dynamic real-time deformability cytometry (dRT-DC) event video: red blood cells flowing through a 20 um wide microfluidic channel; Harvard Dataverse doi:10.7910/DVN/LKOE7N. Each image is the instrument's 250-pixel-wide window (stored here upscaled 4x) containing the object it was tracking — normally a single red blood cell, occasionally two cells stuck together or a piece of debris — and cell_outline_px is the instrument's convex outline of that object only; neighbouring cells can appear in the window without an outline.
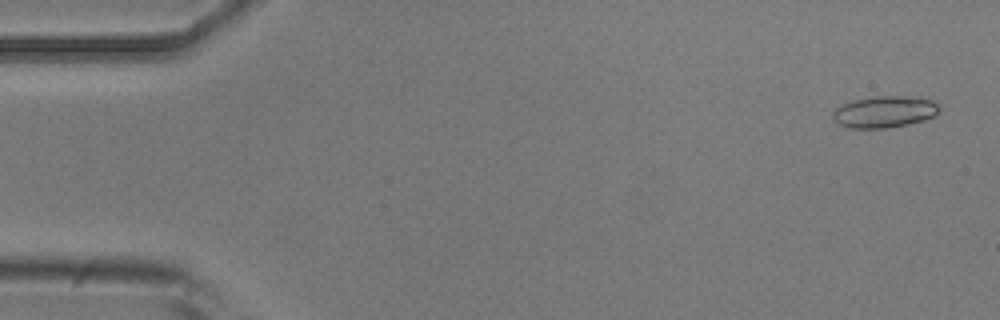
{"species": "common noctule bat (a hibernating species)", "species_latin": "Nyctalus noctula", "temperature_condition": "room temperature", "stored_images_in_passage": 5, "camera_frame_rate_fps": 3000, "um_per_image_px": 0.085, "animal": {"sex": "male", "body_mass_g": 20.5, "forearm_length_mm": 52.5}, "frame": {"image": 1, "passage_image": 1, "time_ms": 0.0, "image_size_px": [1000, 320], "cell_outline_px": [[940, 112], [936, 116], [924, 120], [908, 124], [888, 128], [848, 128], [836, 124], [832, 120], [832, 112], [836, 108], [844, 104], [856, 100], [876, 96], [904, 96], [932, 100], [940, 108]], "centroid_in_image_um": [75.17, 9.52], "position_along_channel_um": 9.8, "area_um2": 19.71}}
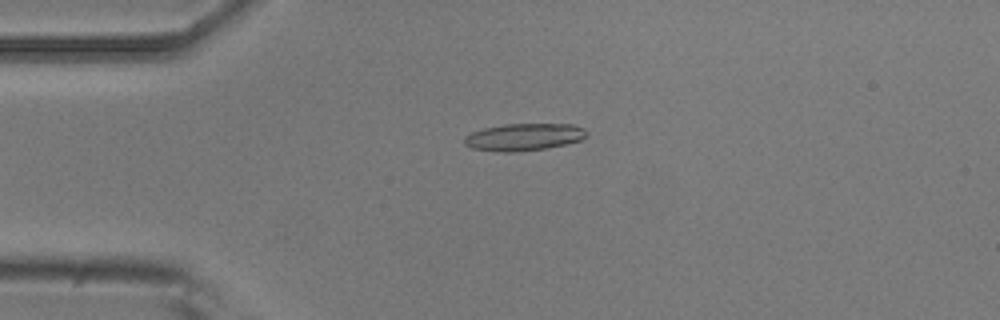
{"frame": {"image": 2, "passage_image": 4, "time_ms": 3.333, "image_size_px": [1000, 320], "cell_outline_px": [[588, 136], [580, 140], [564, 144], [544, 148], [516, 152], [496, 152], [472, 148], [464, 144], [464, 136], [472, 132], [484, 128], [504, 124], [572, 124], [584, 128], [588, 132]], "centroid_in_image_um": [44.52, 11.64], "position_along_channel_um": 40.5, "area_um2": 19.42}}